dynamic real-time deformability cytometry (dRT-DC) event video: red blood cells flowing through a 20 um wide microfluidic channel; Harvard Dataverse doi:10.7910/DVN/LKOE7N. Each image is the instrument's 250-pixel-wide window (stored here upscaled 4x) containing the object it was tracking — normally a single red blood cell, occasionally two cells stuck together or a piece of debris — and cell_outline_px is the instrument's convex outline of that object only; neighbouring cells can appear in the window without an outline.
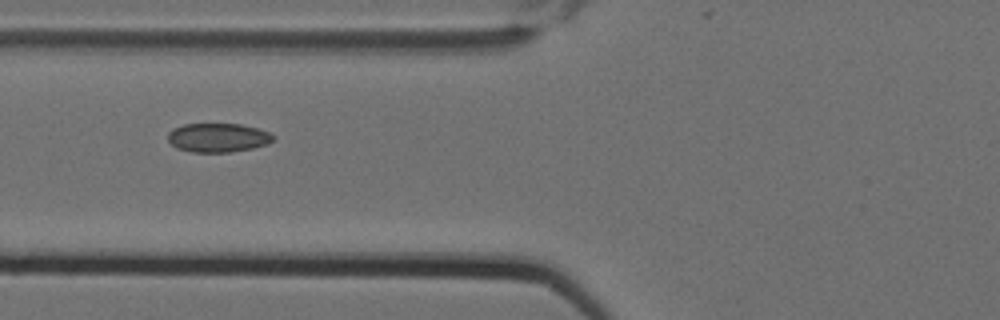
{"species": "Egyptian fruit bat (a non-hibernating species)", "species_latin": "Rousettus aegyptiacus", "temperature_condition": "cold", "stored_images_in_passage": 16, "camera_frame_rate_fps": 3000, "um_per_image_px": 0.085, "animal": {"sex": "female"}, "frame": {"image": 1, "passage_image": 7, "time_ms": 2.0, "image_size_px": [1000, 320], "cell_outline_px": [[276, 136], [268, 144], [252, 148], [232, 152], [192, 152], [176, 148], [168, 140], [168, 132], [172, 128], [184, 124], [240, 124], [256, 128], [268, 132]], "centroid_in_image_um": [18.51, 11.7], "position_along_channel_um": 107.3, "area_um2": 17.8}}
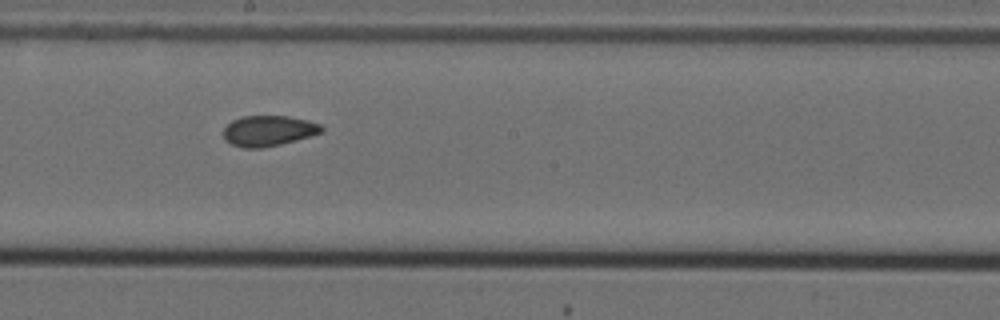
{"frame": {"image": 2, "passage_image": 10, "time_ms": 3.0, "image_size_px": [1000, 320], "cell_outline_px": [[324, 132], [296, 140], [280, 144], [260, 148], [244, 148], [232, 144], [224, 140], [224, 128], [232, 120], [240, 116], [288, 116], [308, 120], [320, 124], [324, 128]], "centroid_in_image_um": [22.83, 11.11], "position_along_channel_um": 225.4, "area_um2": 17.51}}
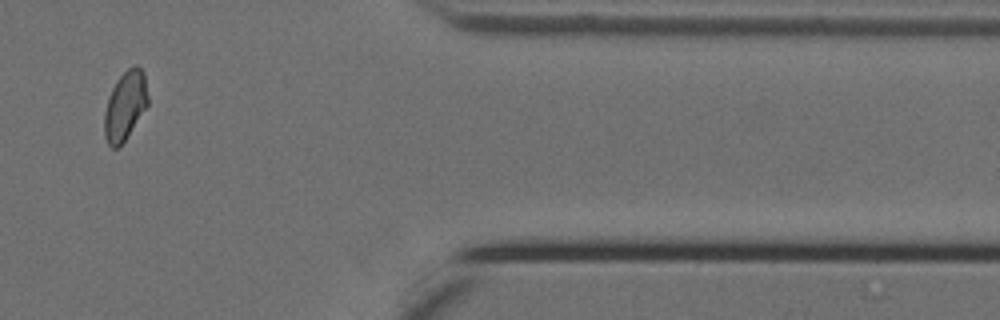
{"frame": {"image": 3, "passage_image": 14, "time_ms": 4.333, "image_size_px": [1000, 320], "cell_outline_px": [[148, 104], [120, 148], [112, 148], [108, 144], [104, 136], [104, 112], [112, 88], [116, 80], [132, 64], [136, 64], [144, 72], [148, 96]], "centroid_in_image_um": [10.63, 8.99], "position_along_channel_um": 400.8, "area_um2": 17.57}}